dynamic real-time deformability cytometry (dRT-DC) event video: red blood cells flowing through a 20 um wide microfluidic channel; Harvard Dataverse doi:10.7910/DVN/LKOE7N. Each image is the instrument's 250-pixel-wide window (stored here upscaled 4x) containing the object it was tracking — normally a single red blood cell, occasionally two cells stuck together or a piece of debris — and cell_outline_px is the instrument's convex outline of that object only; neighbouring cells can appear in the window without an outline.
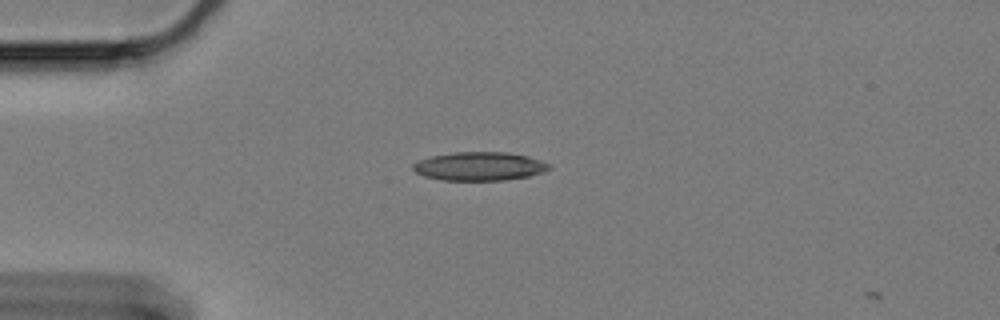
{"species": "Egyptian fruit bat (a non-hibernating species)", "species_latin": "Rousettus aegyptiacus", "temperature_condition": "cold", "stored_images_in_passage": 3, "camera_frame_rate_fps": 3000, "um_per_image_px": 0.085, "animal": {"sex": "female"}, "frame": {"image": 1, "passage_image": 2, "time_ms": 0.333, "image_size_px": [1000, 320], "cell_outline_px": [[552, 168], [544, 172], [528, 176], [504, 180], [440, 180], [424, 176], [416, 172], [412, 168], [412, 164], [420, 160], [432, 156], [452, 152], [508, 152], [528, 156], [552, 164]], "centroid_in_image_um": [40.78, 14.13], "position_along_channel_um": 44.2, "area_um2": 22.77}}